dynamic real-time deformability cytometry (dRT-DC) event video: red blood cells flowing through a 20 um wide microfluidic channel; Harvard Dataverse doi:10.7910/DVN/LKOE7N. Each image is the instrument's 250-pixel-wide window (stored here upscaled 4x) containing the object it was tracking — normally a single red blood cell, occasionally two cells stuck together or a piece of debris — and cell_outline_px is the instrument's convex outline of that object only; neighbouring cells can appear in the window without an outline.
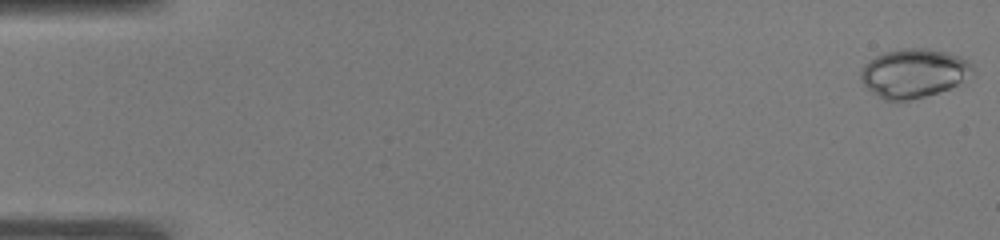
{"species": "common noctule bat (a hibernating species)", "species_latin": "Nyctalus noctula", "temperature_condition": "warm", "stored_images_in_passage": 10, "camera_frame_rate_fps": 3000, "um_per_image_px": 0.085, "animal": {"sex": "male", "body_mass_g": 19.0, "forearm_length_mm": 50.8}, "frame": {"image": 1, "passage_image": 1, "time_ms": 0.0, "image_size_px": [1000, 240], "cell_outline_px": [[976, 72], [956, 84], [948, 88], [924, 96], [908, 100], [884, 100], [868, 88], [860, 80], [860, 68], [868, 60], [884, 52], [900, 48], [928, 48], [960, 56], [968, 60], [972, 64]], "centroid_in_image_um": [77.65, 6.19], "position_along_channel_um": 7.3, "area_um2": 31.79}}